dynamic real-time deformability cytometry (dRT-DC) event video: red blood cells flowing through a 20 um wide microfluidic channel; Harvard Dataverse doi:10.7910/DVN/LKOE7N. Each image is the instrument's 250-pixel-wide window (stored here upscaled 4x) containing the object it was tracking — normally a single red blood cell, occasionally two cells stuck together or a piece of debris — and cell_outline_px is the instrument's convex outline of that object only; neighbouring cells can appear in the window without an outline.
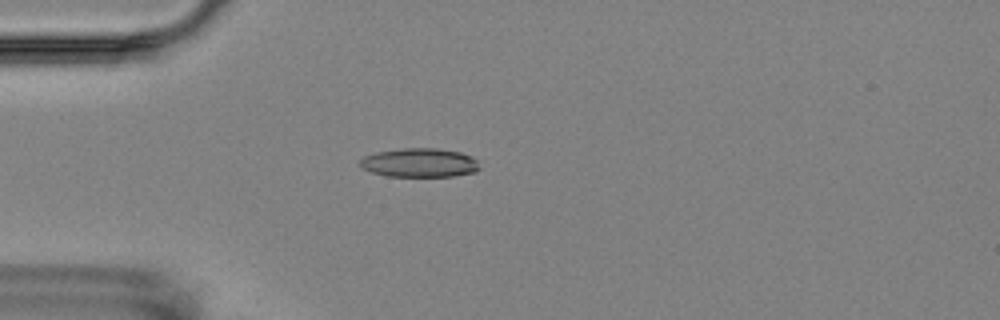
{"species": "Egyptian fruit bat (a non-hibernating species)", "species_latin": "Rousettus aegyptiacus", "temperature_condition": "room temperature", "stored_images_in_passage": 8, "camera_frame_rate_fps": 3000, "um_per_image_px": 0.085, "animal": {"sex": "female"}, "frame": {"image": 1, "passage_image": 5, "time_ms": 4.667, "image_size_px": [1000, 320], "cell_outline_px": [[480, 168], [476, 172], [452, 176], [388, 176], [372, 172], [364, 168], [360, 164], [360, 160], [364, 156], [376, 152], [404, 148], [436, 148], [460, 152], [472, 156], [476, 160]], "centroid_in_image_um": [35.69, 13.83], "position_along_channel_um": 49.3, "area_um2": 20.06}}
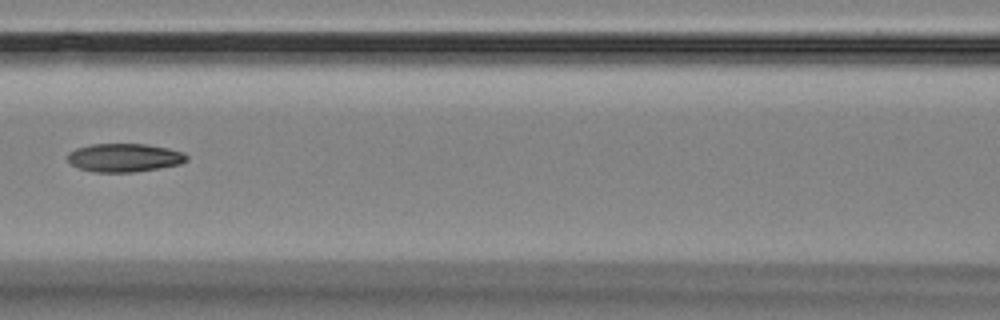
{"frame": {"image": 2, "passage_image": 8, "time_ms": 8.0, "image_size_px": [1000, 320], "cell_outline_px": [[188, 160], [180, 164], [160, 168], [132, 172], [96, 172], [80, 168], [72, 164], [68, 160], [68, 152], [76, 148], [88, 144], [148, 144], [168, 148], [184, 152], [188, 156]], "centroid_in_image_um": [10.59, 13.39], "position_along_channel_um": 156.0, "area_um2": 19.77}}